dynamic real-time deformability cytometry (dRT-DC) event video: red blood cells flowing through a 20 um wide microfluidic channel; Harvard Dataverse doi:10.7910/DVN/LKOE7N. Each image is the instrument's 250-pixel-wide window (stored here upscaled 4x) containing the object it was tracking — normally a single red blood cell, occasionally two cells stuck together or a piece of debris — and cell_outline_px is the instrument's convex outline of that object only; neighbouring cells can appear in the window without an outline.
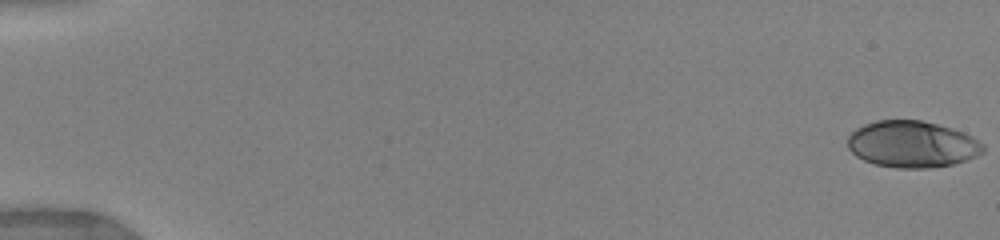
{"species": "human", "species_latin": "Homo sapiens", "temperature_condition": "warm", "stored_images_in_passage": 54, "camera_frame_rate_fps": 3000, "um_per_image_px": 0.085, "donor": {"sex": "female"}, "frame": {"image": 1, "passage_image": 1, "time_ms": 0.0, "image_size_px": [1000, 240], "cell_outline_px": [[984, 152], [968, 160], [952, 164], [928, 168], [896, 168], [876, 164], [864, 160], [856, 156], [848, 148], [848, 136], [856, 128], [864, 124], [876, 120], [920, 120], [952, 128], [964, 132], [972, 136], [984, 144]], "centroid_in_image_um": [77.54, 12.26], "position_along_channel_um": 7.5, "area_um2": 36.88}}
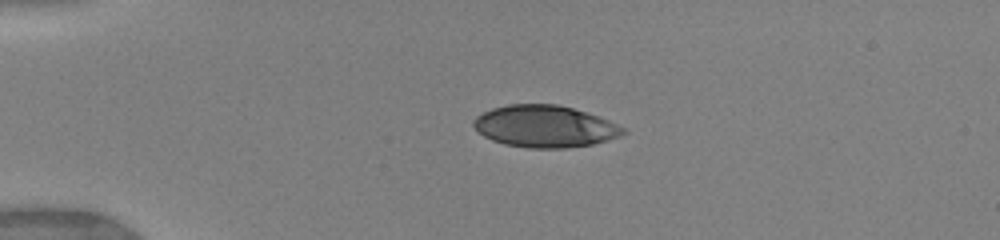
{"frame": {"image": 2, "passage_image": 19, "time_ms": 4.0, "image_size_px": [1000, 240], "cell_outline_px": [[628, 132], [620, 136], [608, 140], [592, 144], [564, 148], [528, 148], [504, 144], [492, 140], [484, 136], [472, 124], [472, 120], [476, 116], [492, 108], [508, 104], [556, 104], [572, 108], [600, 116], [624, 128]], "centroid_in_image_um": [46.31, 10.74], "position_along_channel_um": 38.7, "area_um2": 36.53}}